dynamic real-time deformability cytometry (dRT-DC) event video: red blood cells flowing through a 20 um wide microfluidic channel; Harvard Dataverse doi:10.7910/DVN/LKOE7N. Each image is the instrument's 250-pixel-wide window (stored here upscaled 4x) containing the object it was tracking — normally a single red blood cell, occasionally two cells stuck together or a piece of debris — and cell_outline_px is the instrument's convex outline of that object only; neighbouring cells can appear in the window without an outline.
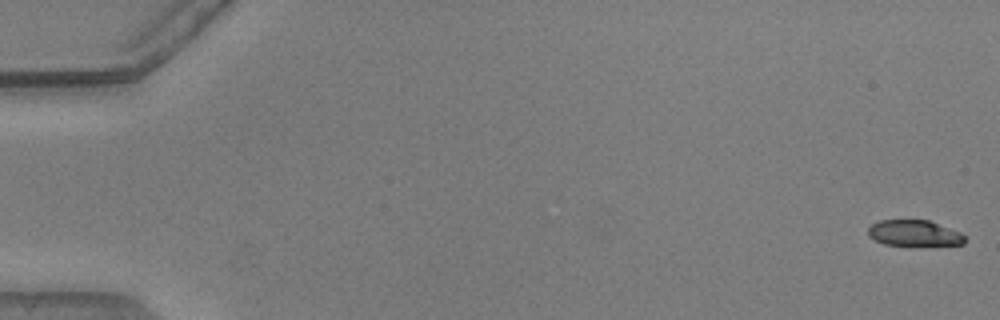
{"species": "common noctule bat (a hibernating species)", "species_latin": "Nyctalus noctula", "temperature_condition": "warm", "stored_images_in_passage": 54, "camera_frame_rate_fps": 3000, "um_per_image_px": 0.085, "animal": {"sex": "male", "body_mass_g": 20.5, "forearm_length_mm": 52.5}, "frame": {"image": 1, "passage_image": 1, "time_ms": 0.0, "image_size_px": [1000, 320], "cell_outline_px": [[964, 244], [912, 248], [884, 244], [868, 236], [868, 228], [872, 224], [880, 220], [928, 220], [960, 232], [964, 236]], "centroid_in_image_um": [77.71, 19.87], "position_along_channel_um": 7.3, "area_um2": 15.26}}
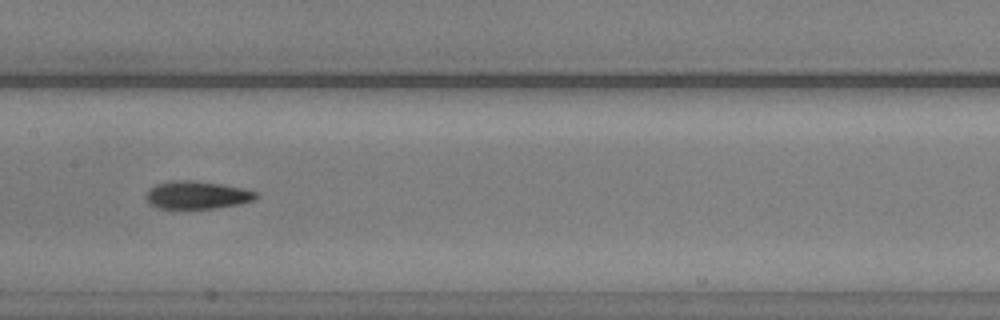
{"frame": {"image": 2, "passage_image": 28, "time_ms": 9.0, "image_size_px": [1000, 320], "cell_outline_px": [[260, 196], [256, 200], [240, 204], [212, 208], [172, 212], [160, 208], [152, 204], [144, 196], [148, 188], [156, 184], [172, 180], [192, 180], [220, 184], [244, 188], [256, 192]], "centroid_in_image_um": [16.72, 16.61], "position_along_channel_um": 190.7, "area_um2": 18.61}}
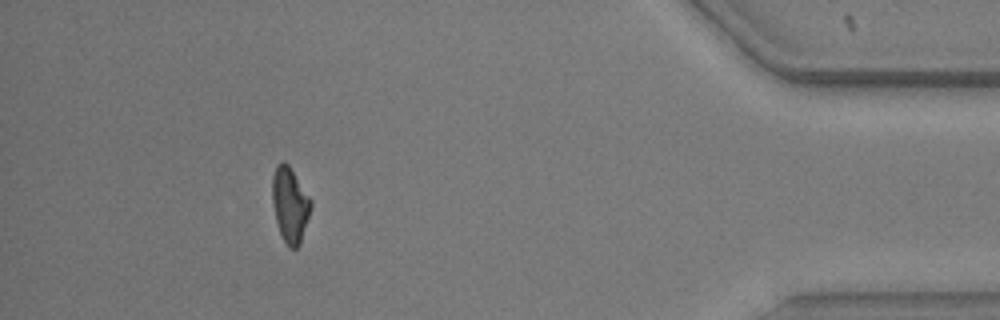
{"frame": {"image": 3, "passage_image": 49, "time_ms": 16.0, "image_size_px": [1000, 320], "cell_outline_px": [[312, 208], [300, 244], [296, 248], [288, 248], [280, 232], [276, 220], [272, 204], [272, 176], [276, 164], [284, 160], [288, 164], [312, 200]], "centroid_in_image_um": [24.65, 17.38], "position_along_channel_um": 410.5, "area_um2": 17.05}, "authors_computed_cell_mechanics": {"area_um2": 17.1955, "velocity_mm_per_s": 3.858, "shape_relaxation_time_tau1_ms": 4.7765, "shape_relaxation_time_tau2_ms": 7.8686, "deformation_change_tau1": 0.175, "deformation_change_tau2": 0.1732}}